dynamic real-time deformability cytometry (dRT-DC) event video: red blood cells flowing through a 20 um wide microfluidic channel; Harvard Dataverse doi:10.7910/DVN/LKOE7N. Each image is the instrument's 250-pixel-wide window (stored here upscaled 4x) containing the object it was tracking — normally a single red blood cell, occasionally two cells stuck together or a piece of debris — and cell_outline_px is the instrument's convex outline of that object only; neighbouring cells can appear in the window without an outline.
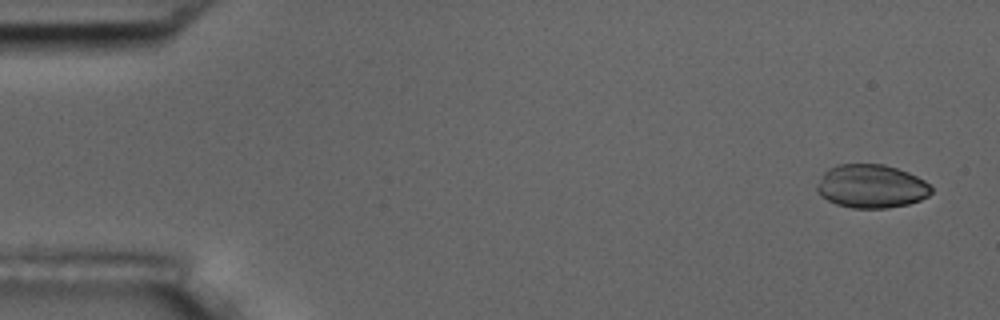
{"species": "common noctule bat (a hibernating species)", "species_latin": "Nyctalus noctula", "temperature_condition": "room temperature", "stored_images_in_passage": 7, "camera_frame_rate_fps": 3000, "um_per_image_px": 0.085, "animal": {"sex": "male", "body_mass_g": 17.5, "forearm_length_mm": 52.3}, "frame": {"image": 1, "passage_image": 1, "time_ms": 0.0, "image_size_px": [1000, 320], "cell_outline_px": [[932, 192], [928, 196], [920, 200], [908, 204], [888, 208], [852, 208], [836, 204], [820, 196], [816, 192], [816, 184], [824, 172], [828, 168], [836, 164], [884, 164], [908, 172], [924, 180], [932, 188]], "centroid_in_image_um": [74.03, 15.83], "position_along_channel_um": 11.0, "area_um2": 29.19}}
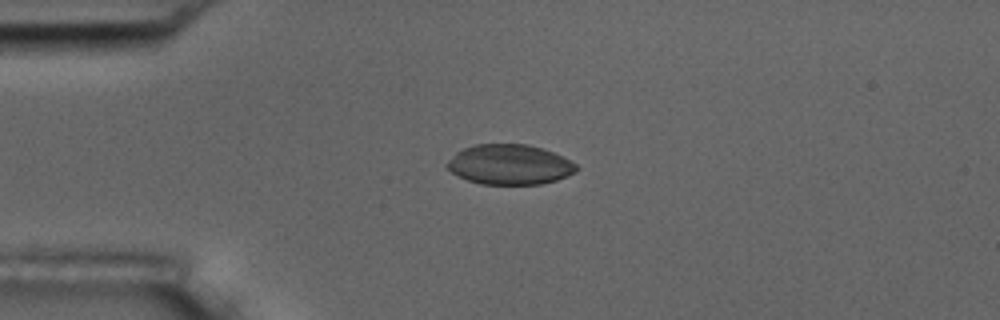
{"frame": {"image": 2, "passage_image": 4, "time_ms": 3.667, "image_size_px": [1000, 320], "cell_outline_px": [[580, 168], [576, 172], [568, 176], [556, 180], [540, 184], [480, 184], [468, 180], [452, 172], [444, 164], [456, 152], [464, 148], [476, 144], [528, 144], [544, 148], [576, 164]], "centroid_in_image_um": [43.32, 13.98], "position_along_channel_um": 41.7, "area_um2": 30.17}}